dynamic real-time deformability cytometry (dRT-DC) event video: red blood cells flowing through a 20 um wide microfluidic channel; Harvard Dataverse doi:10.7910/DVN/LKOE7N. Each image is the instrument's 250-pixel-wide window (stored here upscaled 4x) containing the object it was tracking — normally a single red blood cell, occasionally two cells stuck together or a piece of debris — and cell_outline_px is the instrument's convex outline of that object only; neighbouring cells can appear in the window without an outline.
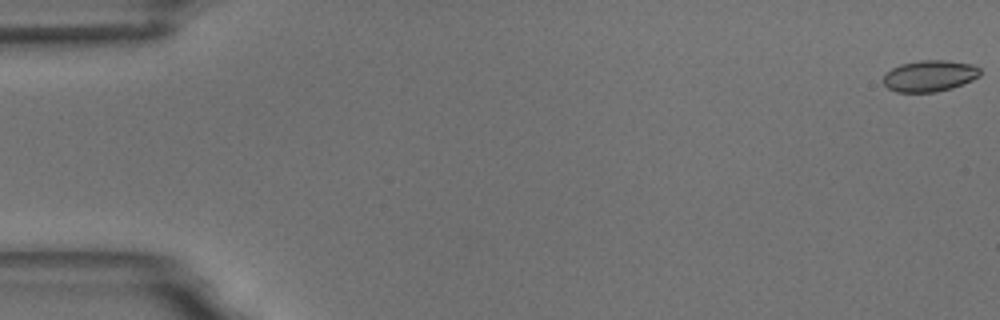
{"species": "common noctule bat (a hibernating species)", "species_latin": "Nyctalus noctula", "temperature_condition": "room temperature", "stored_images_in_passage": 11, "camera_frame_rate_fps": 3000, "um_per_image_px": 0.085, "animal": {"sex": "male", "body_mass_g": 18.8}, "frame": {"image": 1, "passage_image": 1, "time_ms": 0.0, "image_size_px": [1000, 320], "cell_outline_px": [[980, 76], [972, 80], [952, 88], [936, 92], [896, 92], [888, 88], [880, 80], [884, 72], [900, 64], [920, 60], [944, 60], [972, 64], [980, 68]], "centroid_in_image_um": [78.96, 6.45], "position_along_channel_um": 6.0, "area_um2": 17.92}}